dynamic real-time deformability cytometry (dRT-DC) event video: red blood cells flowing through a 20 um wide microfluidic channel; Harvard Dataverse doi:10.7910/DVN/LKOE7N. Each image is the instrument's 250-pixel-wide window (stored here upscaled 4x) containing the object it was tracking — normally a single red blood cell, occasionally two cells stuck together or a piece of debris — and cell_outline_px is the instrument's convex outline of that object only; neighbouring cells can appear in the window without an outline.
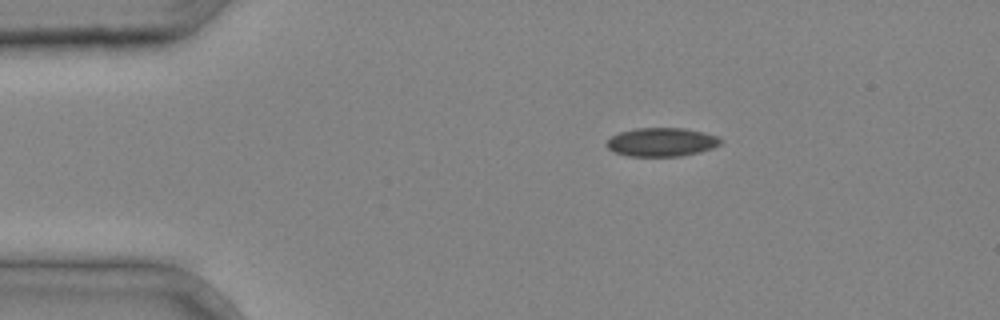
{"species": "common noctule bat (a hibernating species)", "species_latin": "Nyctalus noctula", "temperature_condition": "cold", "stored_images_in_passage": 6, "camera_frame_rate_fps": 3000, "um_per_image_px": 0.085, "animal": {"sex": "male", "body_mass_g": 20.4}, "frame": {"image": 1, "passage_image": 1, "time_ms": 0.0, "image_size_px": [1000, 320], "cell_outline_px": [[724, 140], [720, 144], [712, 148], [700, 152], [680, 156], [628, 156], [616, 152], [608, 148], [608, 140], [612, 136], [620, 132], [636, 128], [684, 128], [704, 132], [716, 136]], "centroid_in_image_um": [56.28, 12.07], "position_along_channel_um": 28.7, "area_um2": 18.9}}